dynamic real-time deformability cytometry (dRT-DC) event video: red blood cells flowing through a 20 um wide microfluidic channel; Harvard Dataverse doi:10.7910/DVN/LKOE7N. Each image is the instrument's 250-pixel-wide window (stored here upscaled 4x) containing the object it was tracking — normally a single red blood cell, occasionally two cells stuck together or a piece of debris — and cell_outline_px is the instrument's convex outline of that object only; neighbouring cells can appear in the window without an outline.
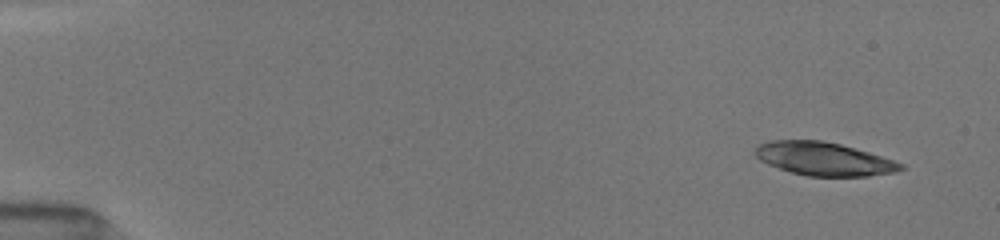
{"species": "common noctule bat (a hibernating species)", "species_latin": "Nyctalus noctula", "temperature_condition": "room temperature", "stored_images_in_passage": 48, "camera_frame_rate_fps": 3000, "um_per_image_px": 0.085, "animal": {"sex": "female", "body_mass_g": 19.5, "forearm_length_mm": 54.1}, "frame": {"image": 1, "passage_image": 1, "time_ms": 0.0, "image_size_px": [1000, 240], "cell_outline_px": [[904, 168], [892, 172], [868, 176], [808, 176], [792, 172], [768, 164], [760, 160], [756, 156], [756, 148], [760, 144], [772, 140], [820, 140], [840, 144], [868, 152], [904, 164]], "centroid_in_image_um": [70.01, 13.5], "position_along_channel_um": 15.0, "area_um2": 27.74}}
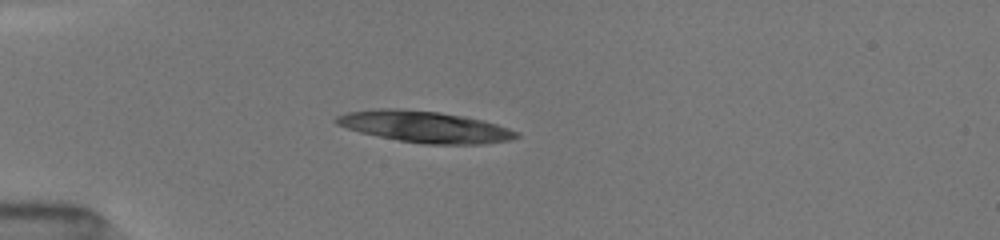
{"frame": {"image": 2, "passage_image": 12, "time_ms": 3.667, "image_size_px": [1000, 240], "cell_outline_px": [[520, 136], [508, 140], [484, 144], [424, 144], [400, 140], [360, 132], [336, 124], [336, 116], [348, 112], [388, 108], [436, 112], [460, 116], [480, 120], [496, 124], [508, 128], [516, 132]], "centroid_in_image_um": [36.11, 10.79], "position_along_channel_um": 48.9, "area_um2": 32.08}}
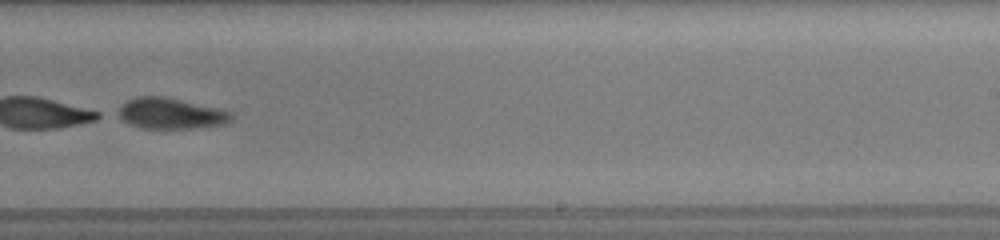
{"frame": {"image": 3, "passage_image": 31, "time_ms": 10.0, "image_size_px": [1000, 240], "cell_outline_px": [[232, 120], [224, 124], [196, 128], [140, 128], [116, 116], [112, 112], [128, 100], [136, 96], [164, 96], [216, 108], [232, 112]], "centroid_in_image_um": [14.45, 9.64], "position_along_channel_um": 274.6, "area_um2": 20.4}}